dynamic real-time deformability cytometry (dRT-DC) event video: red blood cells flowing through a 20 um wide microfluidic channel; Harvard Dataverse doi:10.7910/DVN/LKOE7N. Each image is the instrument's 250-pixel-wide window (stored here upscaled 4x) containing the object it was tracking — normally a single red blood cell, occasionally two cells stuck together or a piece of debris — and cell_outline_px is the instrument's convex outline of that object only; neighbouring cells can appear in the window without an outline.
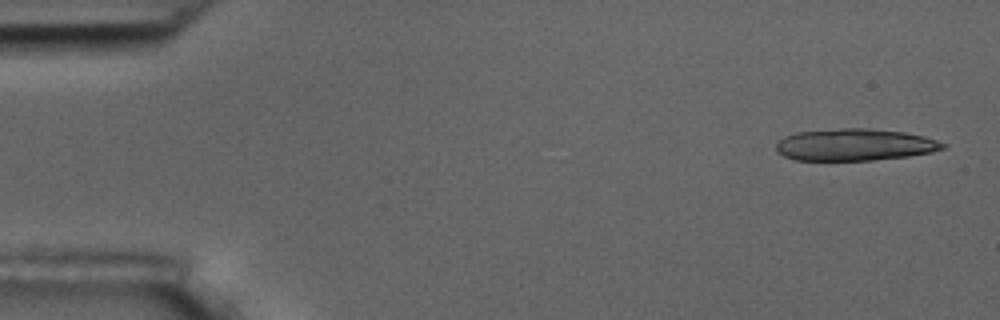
{"species": "common noctule bat (a hibernating species)", "species_latin": "Nyctalus noctula", "temperature_condition": "room temperature", "stored_images_in_passage": 5, "camera_frame_rate_fps": 3000, "um_per_image_px": 0.085, "animal": {"sex": "male", "body_mass_g": 17.5, "forearm_length_mm": 52.3}, "frame": {"image": 1, "passage_image": 1, "time_ms": 0.0, "image_size_px": [1000, 320], "cell_outline_px": [[948, 144], [944, 148], [932, 152], [908, 156], [872, 160], [796, 160], [784, 156], [776, 152], [776, 144], [784, 136], [796, 132], [840, 128], [872, 128], [904, 132], [924, 136]], "centroid_in_image_um": [72.65, 12.29], "position_along_channel_um": 12.4, "area_um2": 31.15}}